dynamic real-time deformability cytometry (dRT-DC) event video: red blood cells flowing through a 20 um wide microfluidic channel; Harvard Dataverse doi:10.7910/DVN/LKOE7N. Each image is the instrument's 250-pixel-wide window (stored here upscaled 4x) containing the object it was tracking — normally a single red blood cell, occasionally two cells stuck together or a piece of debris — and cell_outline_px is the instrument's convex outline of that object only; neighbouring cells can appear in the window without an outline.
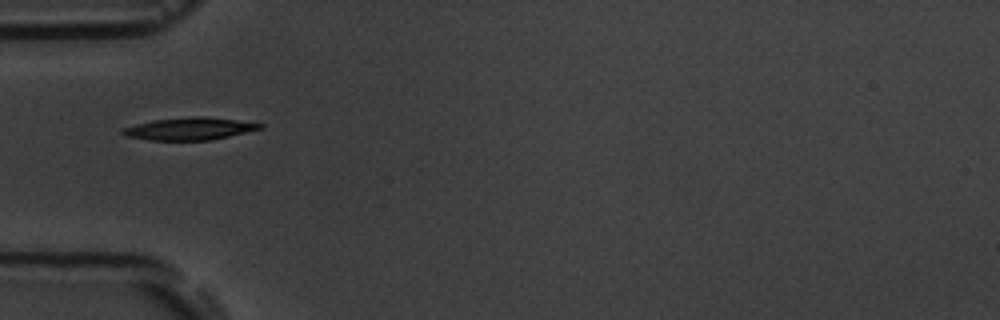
{"species": "common noctule bat (a hibernating species)", "species_latin": "Nyctalus noctula", "temperature_condition": "room temperature", "stored_images_in_passage": 1, "camera_frame_rate_fps": 3000, "um_per_image_px": 0.085, "animal": {"sex": "male", "body_mass_g": 19.5, "forearm_length_mm": 54.6}, "frame": {"image": 1, "passage_image": 1, "time_ms": 0.0, "image_size_px": [1000, 320], "cell_outline_px": [[264, 128], [228, 136], [208, 140], [148, 140], [124, 136], [120, 132], [120, 128], [152, 120], [192, 116], [204, 116], [236, 120], [264, 124]], "centroid_in_image_um": [16.05, 10.94], "position_along_channel_um": 69.0, "area_um2": 17.98}}